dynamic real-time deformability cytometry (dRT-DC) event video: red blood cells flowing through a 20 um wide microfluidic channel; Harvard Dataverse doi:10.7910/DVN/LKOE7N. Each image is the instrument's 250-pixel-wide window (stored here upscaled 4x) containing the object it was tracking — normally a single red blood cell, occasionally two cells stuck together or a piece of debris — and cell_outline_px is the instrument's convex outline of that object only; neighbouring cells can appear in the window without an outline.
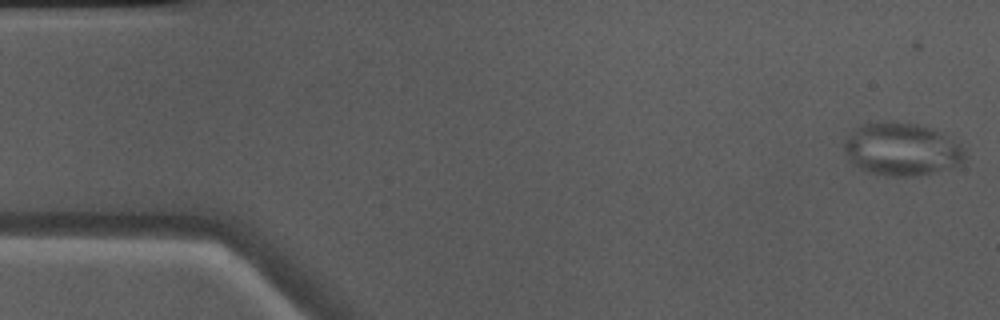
{"species": "Egyptian fruit bat (a non-hibernating species)", "species_latin": "Rousettus aegyptiacus", "temperature_condition": "warm", "stored_images_in_passage": 50, "camera_frame_rate_fps": 3000, "um_per_image_px": 0.085, "animal": {"sex": "male"}, "frame": {"image": 1, "passage_image": 1, "time_ms": 0.0, "image_size_px": [1000, 320], "cell_outline_px": [[964, 160], [960, 164], [952, 168], [932, 172], [908, 176], [888, 176], [868, 172], [852, 164], [844, 152], [844, 140], [848, 132], [860, 124], [888, 120], [896, 120], [916, 124], [932, 128], [960, 144], [964, 148]], "centroid_in_image_um": [76.59, 12.66], "position_along_channel_um": 8.4, "area_um2": 37.57}, "authors_computed_cell_mechanics": {"area_um2": 29.9693, "velocity_mm_per_s": 4.0696, "shape_relaxation_time_tau1_ms": null, "shape_relaxation_time_tau2_ms": 0.8191, "deformation_change_tau1": null, "deformation_change_tau2": 0.0541}}